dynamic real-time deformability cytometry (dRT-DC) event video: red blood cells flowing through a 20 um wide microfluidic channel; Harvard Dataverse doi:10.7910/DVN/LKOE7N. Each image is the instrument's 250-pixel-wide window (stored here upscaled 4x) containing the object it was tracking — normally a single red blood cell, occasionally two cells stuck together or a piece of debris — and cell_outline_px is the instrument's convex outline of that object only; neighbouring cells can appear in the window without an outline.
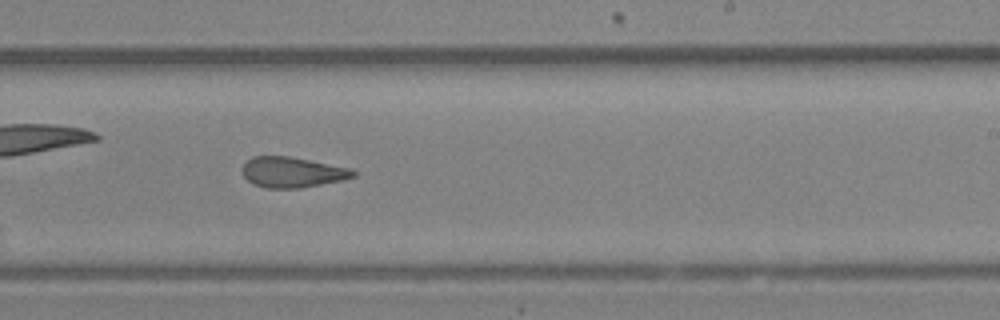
{"species": "Egyptian fruit bat (a non-hibernating species)", "species_latin": "Rousettus aegyptiacus", "temperature_condition": "room temperature", "stored_images_in_passage": 34, "camera_frame_rate_fps": 3000, "um_per_image_px": 0.085, "animal": {"sex": "female"}, "frame": {"image": 1, "passage_image": 20, "time_ms": 6.333, "image_size_px": [1000, 320], "cell_outline_px": [[356, 176], [344, 180], [300, 188], [264, 188], [252, 184], [244, 176], [240, 168], [252, 156], [288, 156], [352, 168], [356, 172]], "centroid_in_image_um": [24.84, 14.64], "position_along_channel_um": 264.2, "area_um2": 19.88}}
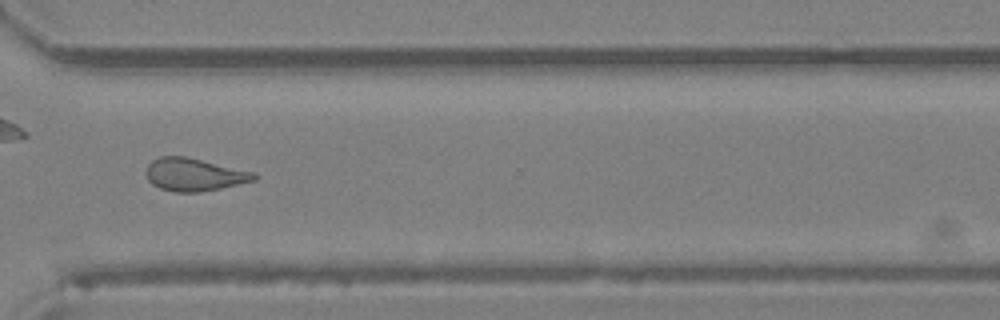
{"frame": {"image": 2, "passage_image": 25, "time_ms": 8.0, "image_size_px": [1000, 320], "cell_outline_px": [[256, 180], [220, 188], [200, 192], [176, 192], [160, 188], [152, 184], [148, 180], [144, 172], [148, 164], [152, 160], [160, 156], [184, 156], [256, 172]], "centroid_in_image_um": [16.48, 14.83], "position_along_channel_um": 354.1, "area_um2": 20.63}}